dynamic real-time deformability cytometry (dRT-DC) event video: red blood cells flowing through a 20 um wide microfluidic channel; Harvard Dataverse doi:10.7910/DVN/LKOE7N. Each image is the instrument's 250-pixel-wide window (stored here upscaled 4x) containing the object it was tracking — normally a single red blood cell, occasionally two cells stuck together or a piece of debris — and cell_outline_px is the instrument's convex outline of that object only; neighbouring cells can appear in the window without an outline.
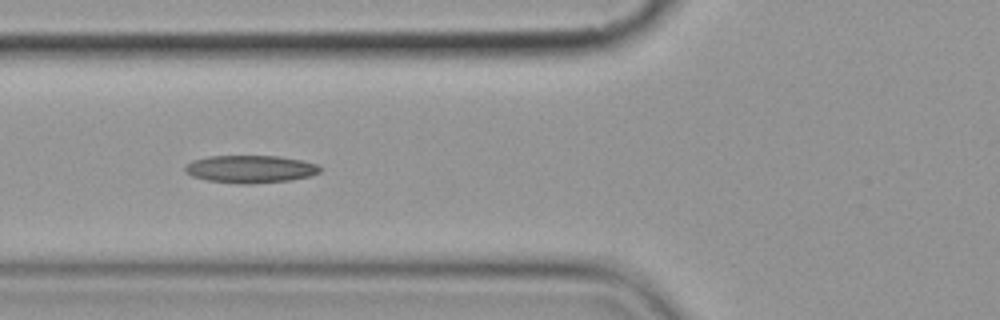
{"species": "common noctule bat (a hibernating species)", "species_latin": "Nyctalus noctula", "temperature_condition": "cold", "stored_images_in_passage": 10, "camera_frame_rate_fps": 3000, "um_per_image_px": 0.085, "animal": {"sex": "female", "body_mass_g": 19.9}, "frame": {"image": 1, "passage_image": 5, "time_ms": 5.667, "image_size_px": [1000, 320], "cell_outline_px": [[320, 172], [312, 176], [288, 180], [252, 184], [236, 184], [208, 180], [192, 176], [184, 172], [184, 168], [192, 160], [208, 156], [276, 156], [300, 160], [316, 164], [320, 168]], "centroid_in_image_um": [21.25, 14.38], "position_along_channel_um": 104.5, "area_um2": 21.68}}
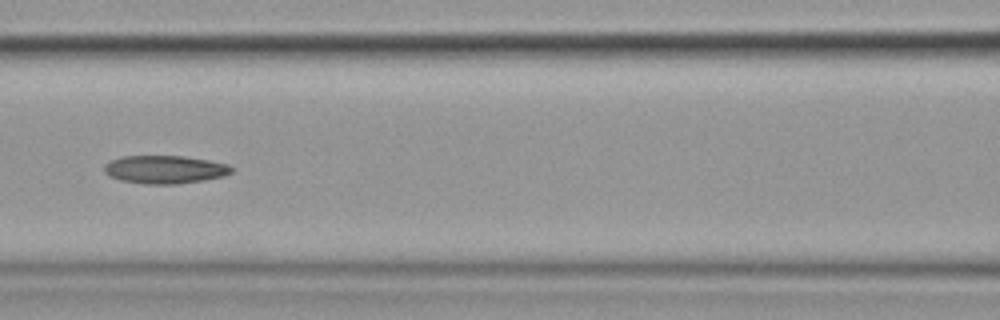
{"frame": {"image": 2, "passage_image": 6, "time_ms": 7.0, "image_size_px": [1000, 320], "cell_outline_px": [[232, 172], [224, 176], [176, 184], [144, 184], [120, 180], [108, 176], [104, 172], [104, 164], [120, 156], [184, 156], [208, 160], [228, 164], [232, 168]], "centroid_in_image_um": [13.97, 14.4], "position_along_channel_um": 152.6, "area_um2": 20.81}}
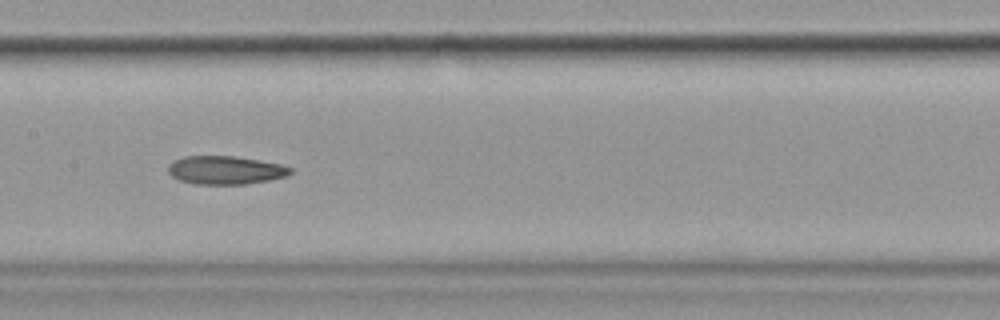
{"frame": {"image": 3, "passage_image": 7, "time_ms": 8.0, "image_size_px": [1000, 320], "cell_outline_px": [[292, 172], [288, 176], [268, 180], [244, 184], [196, 184], [180, 180], [172, 176], [168, 172], [168, 164], [172, 160], [184, 156], [236, 156], [280, 164], [292, 168]], "centroid_in_image_um": [19.14, 14.45], "position_along_channel_um": 188.3, "area_um2": 20.23}}